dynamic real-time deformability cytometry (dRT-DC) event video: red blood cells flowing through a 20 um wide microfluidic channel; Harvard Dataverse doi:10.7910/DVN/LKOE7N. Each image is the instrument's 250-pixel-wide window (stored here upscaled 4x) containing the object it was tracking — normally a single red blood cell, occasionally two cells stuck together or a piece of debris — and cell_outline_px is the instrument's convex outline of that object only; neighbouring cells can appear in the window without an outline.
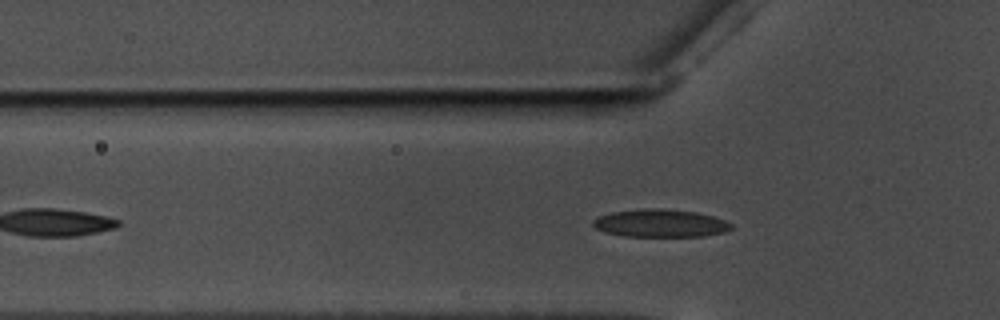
{"species": "common noctule bat (a hibernating species)", "species_latin": "Nyctalus noctula", "temperature_condition": "warm", "stored_images_in_passage": 50, "camera_frame_rate_fps": 3000, "um_per_image_px": 0.085, "animal": {"sex": "male", "body_mass_g": 17.5, "forearm_length_mm": 52.3}, "frame": {"image": 1, "passage_image": 10, "time_ms": 3.0, "image_size_px": [1000, 320], "cell_outline_px": [[732, 228], [724, 232], [704, 236], [624, 236], [604, 232], [596, 228], [592, 224], [592, 220], [600, 216], [612, 212], [644, 208], [660, 208], [696, 212], [712, 216], [724, 220], [732, 224]], "centroid_in_image_um": [56.12, 18.97], "position_along_channel_um": 69.7, "area_um2": 22.31}}
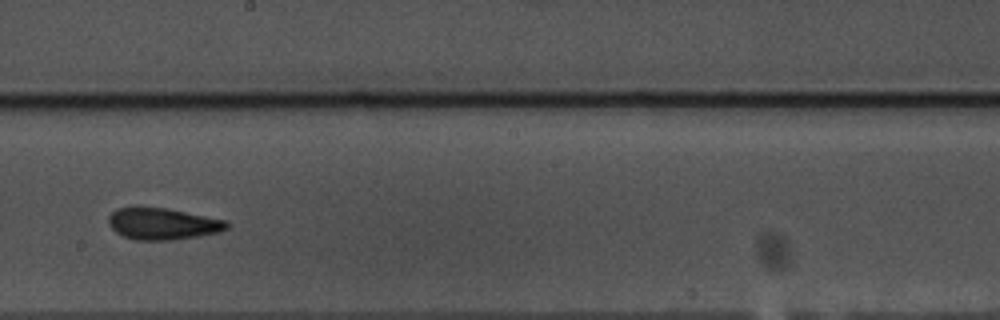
{"frame": {"image": 2, "passage_image": 24, "time_ms": 7.667, "image_size_px": [1000, 320], "cell_outline_px": [[232, 224], [228, 228], [220, 232], [172, 240], [136, 240], [124, 236], [116, 232], [108, 224], [108, 216], [116, 208], [136, 204], [140, 204], [168, 208], [228, 220]], "centroid_in_image_um": [13.81, 18.97], "position_along_channel_um": 234.4, "area_um2": 22.66}}
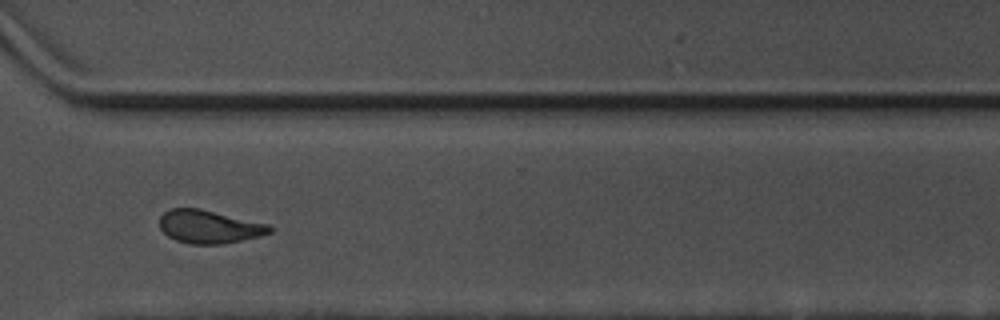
{"frame": {"image": 3, "passage_image": 34, "time_ms": 11.0, "image_size_px": [1000, 320], "cell_outline_px": [[272, 232], [260, 236], [224, 244], [192, 244], [176, 240], [168, 236], [160, 228], [160, 216], [168, 208], [200, 208], [268, 224], [272, 228]], "centroid_in_image_um": [17.77, 19.26], "position_along_channel_um": 352.8, "area_um2": 21.27}, "authors_computed_cell_mechanics": {"area_um2": 21.675, "velocity_mm_per_s": 3.5457, "shape_relaxation_time_tau1_ms": 7.7802, "shape_relaxation_time_tau2_ms": 2.2428, "deformation_change_tau1": 0.1619, "deformation_change_tau2": 0.0781}}